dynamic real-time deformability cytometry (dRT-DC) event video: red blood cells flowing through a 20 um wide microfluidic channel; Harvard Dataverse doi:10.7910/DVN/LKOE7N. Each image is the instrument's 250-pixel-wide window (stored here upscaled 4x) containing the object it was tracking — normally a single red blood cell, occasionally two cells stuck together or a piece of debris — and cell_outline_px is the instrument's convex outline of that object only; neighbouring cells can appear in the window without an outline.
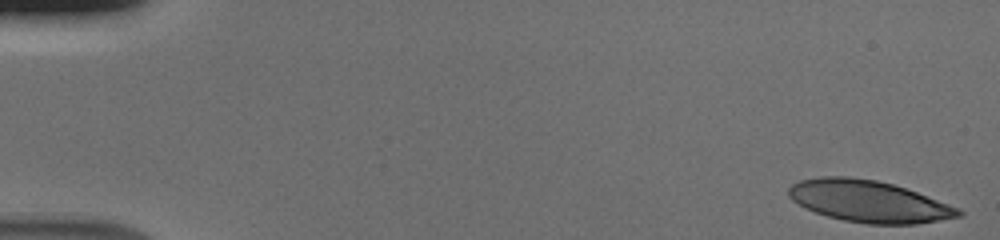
{"species": "human", "species_latin": "Homo sapiens", "temperature_condition": "cold", "stored_images_in_passage": 40, "camera_frame_rate_fps": 3000, "um_per_image_px": 0.085, "donor": {"sex": "male"}, "frame": {"image": 1, "passage_image": 1, "time_ms": 0.0, "image_size_px": [1000, 240], "cell_outline_px": [[964, 212], [960, 216], [940, 220], [916, 224], [868, 224], [844, 220], [828, 216], [804, 208], [792, 200], [788, 196], [788, 188], [792, 184], [800, 180], [820, 176], [848, 176], [876, 180], [892, 184], [916, 192], [960, 208]], "centroid_in_image_um": [73.82, 17.11], "position_along_channel_um": 11.2, "area_um2": 41.21}}
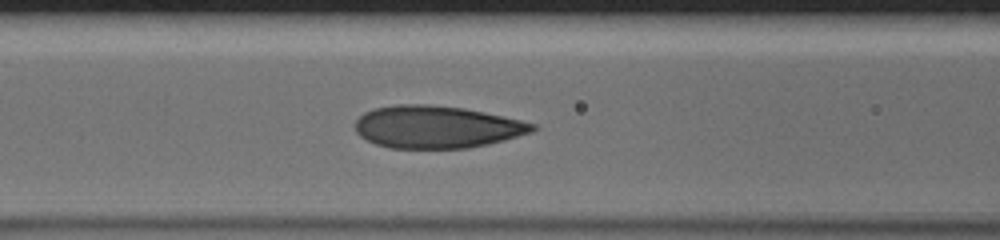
{"frame": {"image": 2, "passage_image": 22, "time_ms": 7.0, "image_size_px": [1000, 240], "cell_outline_px": [[536, 128], [532, 132], [504, 140], [488, 144], [468, 148], [392, 148], [376, 144], [360, 136], [356, 132], [356, 120], [364, 112], [372, 108], [396, 104], [428, 104], [464, 108], [484, 112], [520, 120], [536, 124]], "centroid_in_image_um": [37.1, 10.78], "position_along_channel_um": 129.5, "area_um2": 43.75}}
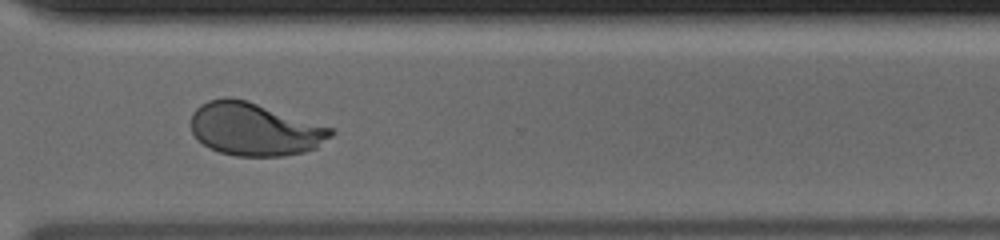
{"frame": {"image": 3, "passage_image": 39, "time_ms": 12.667, "image_size_px": [1000, 240], "cell_outline_px": [[336, 132], [332, 136], [316, 148], [304, 152], [284, 156], [236, 156], [220, 152], [204, 144], [192, 132], [192, 112], [200, 104], [208, 100], [228, 96], [248, 100], [332, 128]], "centroid_in_image_um": [21.66, 10.97], "position_along_channel_um": 348.9, "area_um2": 43.12}}